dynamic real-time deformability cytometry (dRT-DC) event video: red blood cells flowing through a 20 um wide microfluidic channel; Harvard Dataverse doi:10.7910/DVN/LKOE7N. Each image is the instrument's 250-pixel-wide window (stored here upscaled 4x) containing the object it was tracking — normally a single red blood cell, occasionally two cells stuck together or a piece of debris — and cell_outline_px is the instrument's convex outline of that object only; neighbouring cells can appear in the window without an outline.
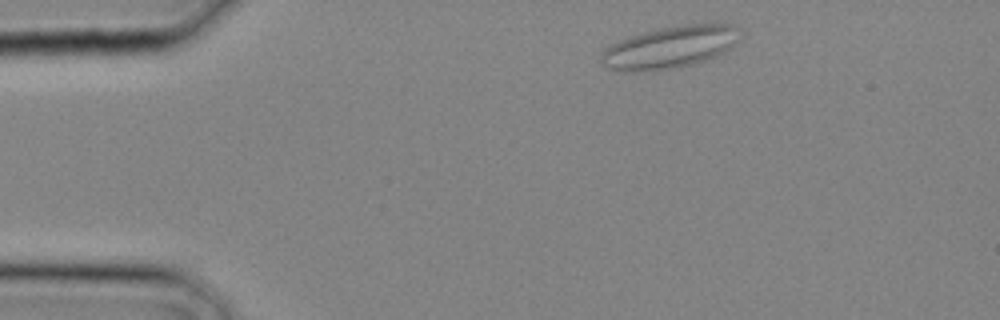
{"species": "common noctule bat (a hibernating species)", "species_latin": "Nyctalus noctula", "temperature_condition": "cold", "stored_images_in_passage": 9, "camera_frame_rate_fps": 3000, "um_per_image_px": 0.085, "animal": {"sex": "male", "body_mass_g": 20.4}, "frame": {"image": 1, "passage_image": 1, "time_ms": 0.0, "image_size_px": [1000, 320], "cell_outline_px": [[740, 40], [724, 52], [704, 60], [692, 64], [672, 68], [608, 68], [600, 60], [600, 52], [604, 48], [620, 40], [644, 32], [660, 28], [688, 24], [732, 24], [740, 28]], "centroid_in_image_um": [57.03, 3.95], "position_along_channel_um": 28.0, "area_um2": 32.83}}
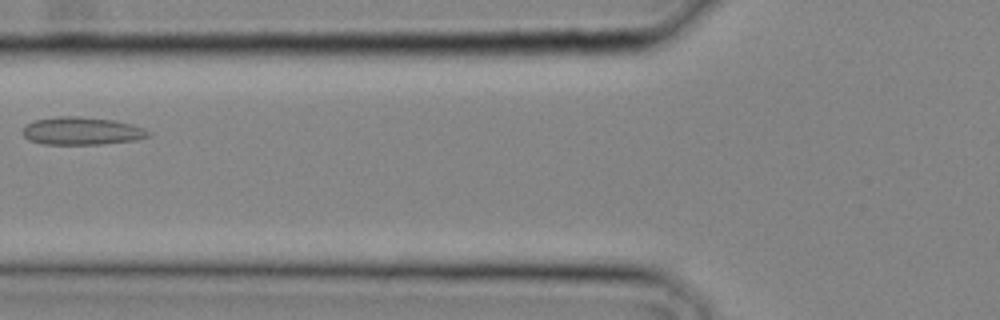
{"frame": {"image": 2, "passage_image": 8, "time_ms": 2.333, "image_size_px": [1000, 320], "cell_outline_px": [[152, 136], [136, 140], [100, 144], [40, 144], [28, 140], [24, 136], [24, 128], [28, 124], [36, 120], [56, 116], [76, 116], [116, 120], [132, 124], [144, 128], [152, 132]], "centroid_in_image_um": [7.01, 11.13], "position_along_channel_um": 118.8, "area_um2": 20.46}}